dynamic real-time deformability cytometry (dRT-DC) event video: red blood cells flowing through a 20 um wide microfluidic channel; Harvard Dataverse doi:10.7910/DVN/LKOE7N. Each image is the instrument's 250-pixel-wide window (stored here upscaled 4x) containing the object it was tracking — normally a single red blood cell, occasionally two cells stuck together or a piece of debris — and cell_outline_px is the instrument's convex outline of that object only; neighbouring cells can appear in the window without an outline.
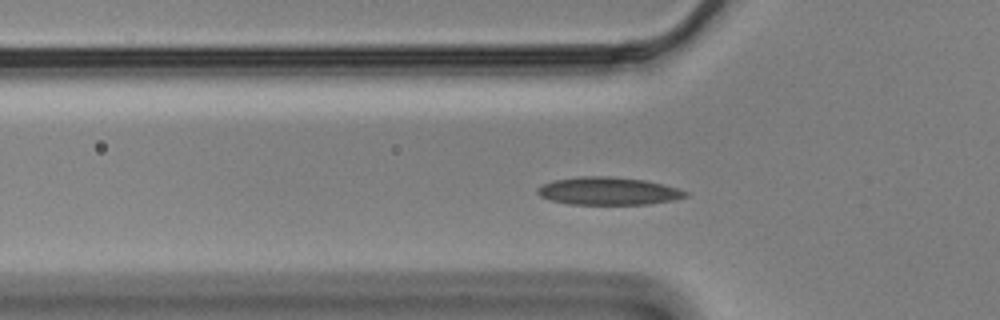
{"species": "Egyptian fruit bat (a non-hibernating species)", "species_latin": "Rousettus aegyptiacus", "temperature_condition": "cold", "stored_images_in_passage": 44, "camera_frame_rate_fps": 3000, "um_per_image_px": 0.085, "animal": {"sex": "male"}, "frame": {"image": 1, "passage_image": 6, "time_ms": 1.667, "image_size_px": [1000, 320], "cell_outline_px": [[688, 196], [672, 200], [648, 204], [568, 204], [552, 200], [540, 196], [536, 192], [536, 188], [552, 180], [580, 176], [608, 176], [644, 180], [676, 188], [688, 192]], "centroid_in_image_um": [51.66, 16.24], "position_along_channel_um": 74.1, "area_um2": 23.76}}
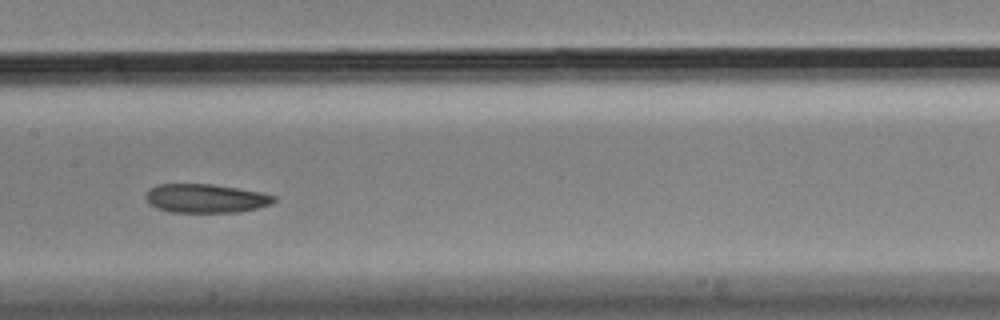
{"frame": {"image": 2, "passage_image": 16, "time_ms": 5.0, "image_size_px": [1000, 320], "cell_outline_px": [[276, 200], [272, 204], [240, 212], [172, 212], [156, 208], [148, 204], [144, 196], [156, 184], [212, 184], [260, 192], [276, 196]], "centroid_in_image_um": [17.48, 16.86], "position_along_channel_um": 189.9, "area_um2": 21.5}}
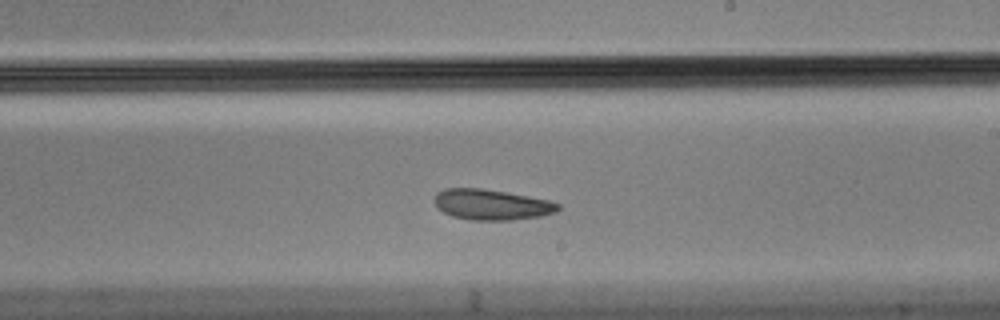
{"frame": {"image": 3, "passage_image": 21, "time_ms": 6.667, "image_size_px": [1000, 320], "cell_outline_px": [[560, 208], [556, 212], [540, 216], [512, 220], [472, 220], [452, 216], [436, 208], [436, 192], [444, 188], [480, 188], [528, 196], [548, 200], [560, 204]], "centroid_in_image_um": [41.78, 17.39], "position_along_channel_um": 247.2, "area_um2": 21.91}, "authors_computed_cell_mechanics": {"area_um2": 23.4668, "velocity_mm_per_s": 3.4549, "shape_relaxation_time_tau1_ms": null, "shape_relaxation_time_tau2_ms": 5.6375, "deformation_change_tau1": null, "deformation_change_tau2": 0.0782}}